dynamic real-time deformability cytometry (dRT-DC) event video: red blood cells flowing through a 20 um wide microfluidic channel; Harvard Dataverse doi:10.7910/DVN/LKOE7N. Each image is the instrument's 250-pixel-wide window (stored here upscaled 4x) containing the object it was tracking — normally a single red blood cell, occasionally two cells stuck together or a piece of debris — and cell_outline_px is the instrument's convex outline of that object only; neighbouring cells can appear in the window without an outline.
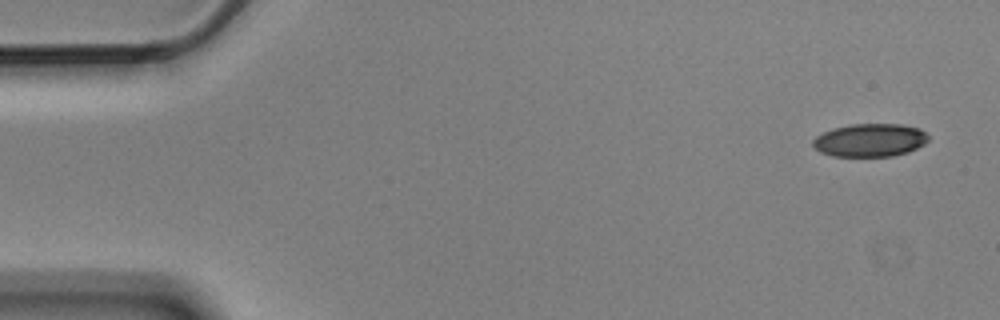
{"species": "Egyptian fruit bat (a non-hibernating species)", "species_latin": "Rousettus aegyptiacus", "temperature_condition": "cold", "stored_images_in_passage": 4, "camera_frame_rate_fps": 3000, "um_per_image_px": 0.085, "animal": {"sex": "male"}, "frame": {"image": 1, "passage_image": 1, "time_ms": 0.0, "image_size_px": [1000, 320], "cell_outline_px": [[928, 140], [924, 144], [908, 152], [892, 156], [832, 156], [820, 152], [812, 144], [812, 140], [816, 136], [824, 132], [836, 128], [852, 124], [900, 124], [920, 128], [928, 136]], "centroid_in_image_um": [73.95, 11.92], "position_along_channel_um": 11.0, "area_um2": 22.14}}
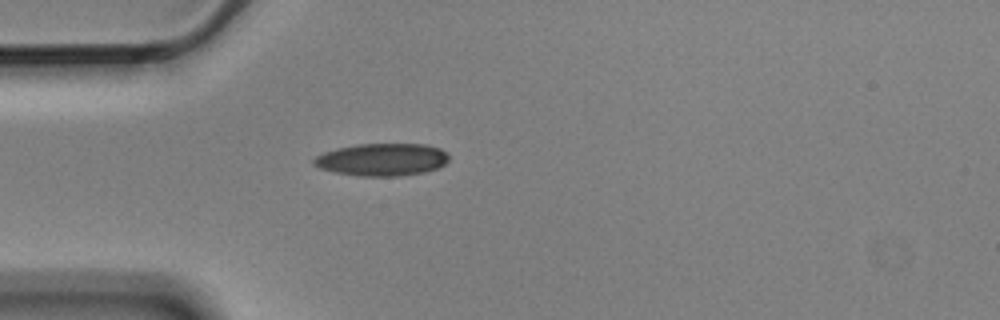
{"frame": {"image": 2, "passage_image": 4, "time_ms": 1.0, "image_size_px": [1000, 320], "cell_outline_px": [[448, 160], [444, 164], [436, 168], [424, 172], [400, 176], [360, 176], [336, 172], [320, 168], [312, 164], [312, 160], [316, 156], [324, 152], [336, 148], [356, 144], [424, 144], [440, 148], [448, 152]], "centroid_in_image_um": [32.46, 13.56], "position_along_channel_um": 52.5, "area_um2": 25.61}}